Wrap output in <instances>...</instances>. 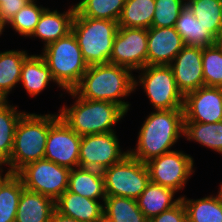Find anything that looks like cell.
<instances>
[{
	"label": "cell",
	"instance_id": "7",
	"mask_svg": "<svg viewBox=\"0 0 222 222\" xmlns=\"http://www.w3.org/2000/svg\"><path fill=\"white\" fill-rule=\"evenodd\" d=\"M134 90L142 86L154 110L183 109L184 96L179 91L169 65H147L137 70Z\"/></svg>",
	"mask_w": 222,
	"mask_h": 222
},
{
	"label": "cell",
	"instance_id": "27",
	"mask_svg": "<svg viewBox=\"0 0 222 222\" xmlns=\"http://www.w3.org/2000/svg\"><path fill=\"white\" fill-rule=\"evenodd\" d=\"M103 215L113 222H148L137 201L122 196H106Z\"/></svg>",
	"mask_w": 222,
	"mask_h": 222
},
{
	"label": "cell",
	"instance_id": "36",
	"mask_svg": "<svg viewBox=\"0 0 222 222\" xmlns=\"http://www.w3.org/2000/svg\"><path fill=\"white\" fill-rule=\"evenodd\" d=\"M148 222H188L186 207L183 201L180 200L173 207L149 219Z\"/></svg>",
	"mask_w": 222,
	"mask_h": 222
},
{
	"label": "cell",
	"instance_id": "11",
	"mask_svg": "<svg viewBox=\"0 0 222 222\" xmlns=\"http://www.w3.org/2000/svg\"><path fill=\"white\" fill-rule=\"evenodd\" d=\"M116 132L97 133L81 137L80 168L104 169L121 162L128 154L122 151Z\"/></svg>",
	"mask_w": 222,
	"mask_h": 222
},
{
	"label": "cell",
	"instance_id": "2",
	"mask_svg": "<svg viewBox=\"0 0 222 222\" xmlns=\"http://www.w3.org/2000/svg\"><path fill=\"white\" fill-rule=\"evenodd\" d=\"M183 109L154 110L143 121L134 149L129 155L146 163L148 160L174 151L172 146L183 137Z\"/></svg>",
	"mask_w": 222,
	"mask_h": 222
},
{
	"label": "cell",
	"instance_id": "22",
	"mask_svg": "<svg viewBox=\"0 0 222 222\" xmlns=\"http://www.w3.org/2000/svg\"><path fill=\"white\" fill-rule=\"evenodd\" d=\"M175 193L171 188L150 181L136 201L144 216L149 220L181 200V196L174 199Z\"/></svg>",
	"mask_w": 222,
	"mask_h": 222
},
{
	"label": "cell",
	"instance_id": "29",
	"mask_svg": "<svg viewBox=\"0 0 222 222\" xmlns=\"http://www.w3.org/2000/svg\"><path fill=\"white\" fill-rule=\"evenodd\" d=\"M188 222H222V202L213 194L200 199H188L181 196Z\"/></svg>",
	"mask_w": 222,
	"mask_h": 222
},
{
	"label": "cell",
	"instance_id": "33",
	"mask_svg": "<svg viewBox=\"0 0 222 222\" xmlns=\"http://www.w3.org/2000/svg\"><path fill=\"white\" fill-rule=\"evenodd\" d=\"M37 0H29L7 23L19 36L30 37L46 7L37 5Z\"/></svg>",
	"mask_w": 222,
	"mask_h": 222
},
{
	"label": "cell",
	"instance_id": "28",
	"mask_svg": "<svg viewBox=\"0 0 222 222\" xmlns=\"http://www.w3.org/2000/svg\"><path fill=\"white\" fill-rule=\"evenodd\" d=\"M155 0H126L118 27L149 29L152 27Z\"/></svg>",
	"mask_w": 222,
	"mask_h": 222
},
{
	"label": "cell",
	"instance_id": "40",
	"mask_svg": "<svg viewBox=\"0 0 222 222\" xmlns=\"http://www.w3.org/2000/svg\"><path fill=\"white\" fill-rule=\"evenodd\" d=\"M215 44L222 49V30L219 32L218 36L216 37Z\"/></svg>",
	"mask_w": 222,
	"mask_h": 222
},
{
	"label": "cell",
	"instance_id": "20",
	"mask_svg": "<svg viewBox=\"0 0 222 222\" xmlns=\"http://www.w3.org/2000/svg\"><path fill=\"white\" fill-rule=\"evenodd\" d=\"M54 210L53 199L24 189L19 199L15 222H49Z\"/></svg>",
	"mask_w": 222,
	"mask_h": 222
},
{
	"label": "cell",
	"instance_id": "24",
	"mask_svg": "<svg viewBox=\"0 0 222 222\" xmlns=\"http://www.w3.org/2000/svg\"><path fill=\"white\" fill-rule=\"evenodd\" d=\"M175 28L185 45L208 47L216 42V38L201 25L187 5L182 9Z\"/></svg>",
	"mask_w": 222,
	"mask_h": 222
},
{
	"label": "cell",
	"instance_id": "9",
	"mask_svg": "<svg viewBox=\"0 0 222 222\" xmlns=\"http://www.w3.org/2000/svg\"><path fill=\"white\" fill-rule=\"evenodd\" d=\"M69 172L67 167L41 159L25 165L16 175L25 189L56 201L68 188Z\"/></svg>",
	"mask_w": 222,
	"mask_h": 222
},
{
	"label": "cell",
	"instance_id": "3",
	"mask_svg": "<svg viewBox=\"0 0 222 222\" xmlns=\"http://www.w3.org/2000/svg\"><path fill=\"white\" fill-rule=\"evenodd\" d=\"M75 101L58 110L59 117L78 135L115 132L114 126L126 116L117 104L109 101L80 98L73 90L67 91ZM68 106V107H67Z\"/></svg>",
	"mask_w": 222,
	"mask_h": 222
},
{
	"label": "cell",
	"instance_id": "10",
	"mask_svg": "<svg viewBox=\"0 0 222 222\" xmlns=\"http://www.w3.org/2000/svg\"><path fill=\"white\" fill-rule=\"evenodd\" d=\"M194 162L191 155L174 150L152 158L145 164L151 182L179 192L194 174Z\"/></svg>",
	"mask_w": 222,
	"mask_h": 222
},
{
	"label": "cell",
	"instance_id": "14",
	"mask_svg": "<svg viewBox=\"0 0 222 222\" xmlns=\"http://www.w3.org/2000/svg\"><path fill=\"white\" fill-rule=\"evenodd\" d=\"M184 122L222 121V87L202 86L184 96Z\"/></svg>",
	"mask_w": 222,
	"mask_h": 222
},
{
	"label": "cell",
	"instance_id": "8",
	"mask_svg": "<svg viewBox=\"0 0 222 222\" xmlns=\"http://www.w3.org/2000/svg\"><path fill=\"white\" fill-rule=\"evenodd\" d=\"M106 196L137 199L150 182L145 163L129 154L119 163L104 169Z\"/></svg>",
	"mask_w": 222,
	"mask_h": 222
},
{
	"label": "cell",
	"instance_id": "43",
	"mask_svg": "<svg viewBox=\"0 0 222 222\" xmlns=\"http://www.w3.org/2000/svg\"><path fill=\"white\" fill-rule=\"evenodd\" d=\"M99 222H113V221H111L110 219H108L103 215L102 218L99 220Z\"/></svg>",
	"mask_w": 222,
	"mask_h": 222
},
{
	"label": "cell",
	"instance_id": "38",
	"mask_svg": "<svg viewBox=\"0 0 222 222\" xmlns=\"http://www.w3.org/2000/svg\"><path fill=\"white\" fill-rule=\"evenodd\" d=\"M49 222H80L72 217L62 215L56 209L52 212Z\"/></svg>",
	"mask_w": 222,
	"mask_h": 222
},
{
	"label": "cell",
	"instance_id": "34",
	"mask_svg": "<svg viewBox=\"0 0 222 222\" xmlns=\"http://www.w3.org/2000/svg\"><path fill=\"white\" fill-rule=\"evenodd\" d=\"M205 86L222 87V49L216 44L202 47Z\"/></svg>",
	"mask_w": 222,
	"mask_h": 222
},
{
	"label": "cell",
	"instance_id": "31",
	"mask_svg": "<svg viewBox=\"0 0 222 222\" xmlns=\"http://www.w3.org/2000/svg\"><path fill=\"white\" fill-rule=\"evenodd\" d=\"M126 0H80L74 4L82 17L118 22Z\"/></svg>",
	"mask_w": 222,
	"mask_h": 222
},
{
	"label": "cell",
	"instance_id": "30",
	"mask_svg": "<svg viewBox=\"0 0 222 222\" xmlns=\"http://www.w3.org/2000/svg\"><path fill=\"white\" fill-rule=\"evenodd\" d=\"M201 25L215 38L222 30V0H186Z\"/></svg>",
	"mask_w": 222,
	"mask_h": 222
},
{
	"label": "cell",
	"instance_id": "41",
	"mask_svg": "<svg viewBox=\"0 0 222 222\" xmlns=\"http://www.w3.org/2000/svg\"><path fill=\"white\" fill-rule=\"evenodd\" d=\"M7 24L0 18V36L3 34V31Z\"/></svg>",
	"mask_w": 222,
	"mask_h": 222
},
{
	"label": "cell",
	"instance_id": "6",
	"mask_svg": "<svg viewBox=\"0 0 222 222\" xmlns=\"http://www.w3.org/2000/svg\"><path fill=\"white\" fill-rule=\"evenodd\" d=\"M117 30L116 21L82 17L75 13L71 32L88 66L109 63Z\"/></svg>",
	"mask_w": 222,
	"mask_h": 222
},
{
	"label": "cell",
	"instance_id": "5",
	"mask_svg": "<svg viewBox=\"0 0 222 222\" xmlns=\"http://www.w3.org/2000/svg\"><path fill=\"white\" fill-rule=\"evenodd\" d=\"M42 50L40 55L50 69L55 83L65 93L72 91L88 68L74 34L70 32Z\"/></svg>",
	"mask_w": 222,
	"mask_h": 222
},
{
	"label": "cell",
	"instance_id": "39",
	"mask_svg": "<svg viewBox=\"0 0 222 222\" xmlns=\"http://www.w3.org/2000/svg\"><path fill=\"white\" fill-rule=\"evenodd\" d=\"M5 169L0 170V191L2 187L15 175V173H12L8 169L5 170V173L3 174Z\"/></svg>",
	"mask_w": 222,
	"mask_h": 222
},
{
	"label": "cell",
	"instance_id": "18",
	"mask_svg": "<svg viewBox=\"0 0 222 222\" xmlns=\"http://www.w3.org/2000/svg\"><path fill=\"white\" fill-rule=\"evenodd\" d=\"M55 209L62 215L80 222H99L103 216V203L66 190L56 201Z\"/></svg>",
	"mask_w": 222,
	"mask_h": 222
},
{
	"label": "cell",
	"instance_id": "16",
	"mask_svg": "<svg viewBox=\"0 0 222 222\" xmlns=\"http://www.w3.org/2000/svg\"><path fill=\"white\" fill-rule=\"evenodd\" d=\"M184 46L175 27H150L147 65H170Z\"/></svg>",
	"mask_w": 222,
	"mask_h": 222
},
{
	"label": "cell",
	"instance_id": "21",
	"mask_svg": "<svg viewBox=\"0 0 222 222\" xmlns=\"http://www.w3.org/2000/svg\"><path fill=\"white\" fill-rule=\"evenodd\" d=\"M50 82L55 83L43 57L38 54L29 55L23 62L19 84L33 97L42 93Z\"/></svg>",
	"mask_w": 222,
	"mask_h": 222
},
{
	"label": "cell",
	"instance_id": "13",
	"mask_svg": "<svg viewBox=\"0 0 222 222\" xmlns=\"http://www.w3.org/2000/svg\"><path fill=\"white\" fill-rule=\"evenodd\" d=\"M80 142L81 136L59 118L49 128L44 159L69 169L77 168Z\"/></svg>",
	"mask_w": 222,
	"mask_h": 222
},
{
	"label": "cell",
	"instance_id": "1",
	"mask_svg": "<svg viewBox=\"0 0 222 222\" xmlns=\"http://www.w3.org/2000/svg\"><path fill=\"white\" fill-rule=\"evenodd\" d=\"M73 91L83 99L115 103L127 113L131 104L123 99L135 92L134 74L120 65H89Z\"/></svg>",
	"mask_w": 222,
	"mask_h": 222
},
{
	"label": "cell",
	"instance_id": "37",
	"mask_svg": "<svg viewBox=\"0 0 222 222\" xmlns=\"http://www.w3.org/2000/svg\"><path fill=\"white\" fill-rule=\"evenodd\" d=\"M28 1L29 0H0V18L7 24Z\"/></svg>",
	"mask_w": 222,
	"mask_h": 222
},
{
	"label": "cell",
	"instance_id": "25",
	"mask_svg": "<svg viewBox=\"0 0 222 222\" xmlns=\"http://www.w3.org/2000/svg\"><path fill=\"white\" fill-rule=\"evenodd\" d=\"M17 105L10 104L9 100L0 103V163L3 165L10 157L16 125L25 113L18 111Z\"/></svg>",
	"mask_w": 222,
	"mask_h": 222
},
{
	"label": "cell",
	"instance_id": "42",
	"mask_svg": "<svg viewBox=\"0 0 222 222\" xmlns=\"http://www.w3.org/2000/svg\"><path fill=\"white\" fill-rule=\"evenodd\" d=\"M218 190H219V191L217 192L218 195H216V196H217L218 200H219L220 202H222V182H220V187H219Z\"/></svg>",
	"mask_w": 222,
	"mask_h": 222
},
{
	"label": "cell",
	"instance_id": "32",
	"mask_svg": "<svg viewBox=\"0 0 222 222\" xmlns=\"http://www.w3.org/2000/svg\"><path fill=\"white\" fill-rule=\"evenodd\" d=\"M21 179L15 174L0 191V222H15L19 199L24 190Z\"/></svg>",
	"mask_w": 222,
	"mask_h": 222
},
{
	"label": "cell",
	"instance_id": "23",
	"mask_svg": "<svg viewBox=\"0 0 222 222\" xmlns=\"http://www.w3.org/2000/svg\"><path fill=\"white\" fill-rule=\"evenodd\" d=\"M29 55L27 50L0 51V96L5 101L20 82L23 62Z\"/></svg>",
	"mask_w": 222,
	"mask_h": 222
},
{
	"label": "cell",
	"instance_id": "35",
	"mask_svg": "<svg viewBox=\"0 0 222 222\" xmlns=\"http://www.w3.org/2000/svg\"><path fill=\"white\" fill-rule=\"evenodd\" d=\"M186 0H155L152 27H175Z\"/></svg>",
	"mask_w": 222,
	"mask_h": 222
},
{
	"label": "cell",
	"instance_id": "26",
	"mask_svg": "<svg viewBox=\"0 0 222 222\" xmlns=\"http://www.w3.org/2000/svg\"><path fill=\"white\" fill-rule=\"evenodd\" d=\"M183 137L222 154V121L216 123L184 122Z\"/></svg>",
	"mask_w": 222,
	"mask_h": 222
},
{
	"label": "cell",
	"instance_id": "19",
	"mask_svg": "<svg viewBox=\"0 0 222 222\" xmlns=\"http://www.w3.org/2000/svg\"><path fill=\"white\" fill-rule=\"evenodd\" d=\"M67 190L92 200H102L104 204L106 193L103 172L80 167L70 169Z\"/></svg>",
	"mask_w": 222,
	"mask_h": 222
},
{
	"label": "cell",
	"instance_id": "12",
	"mask_svg": "<svg viewBox=\"0 0 222 222\" xmlns=\"http://www.w3.org/2000/svg\"><path fill=\"white\" fill-rule=\"evenodd\" d=\"M148 29L118 27L110 64L124 66L136 72L147 66Z\"/></svg>",
	"mask_w": 222,
	"mask_h": 222
},
{
	"label": "cell",
	"instance_id": "44",
	"mask_svg": "<svg viewBox=\"0 0 222 222\" xmlns=\"http://www.w3.org/2000/svg\"><path fill=\"white\" fill-rule=\"evenodd\" d=\"M5 100L0 96V103L4 102Z\"/></svg>",
	"mask_w": 222,
	"mask_h": 222
},
{
	"label": "cell",
	"instance_id": "17",
	"mask_svg": "<svg viewBox=\"0 0 222 222\" xmlns=\"http://www.w3.org/2000/svg\"><path fill=\"white\" fill-rule=\"evenodd\" d=\"M76 13L75 5L64 11L50 10L46 8L40 16L39 22L32 35L29 38H39L44 43L43 48L55 42L56 40L66 37L72 29V22Z\"/></svg>",
	"mask_w": 222,
	"mask_h": 222
},
{
	"label": "cell",
	"instance_id": "15",
	"mask_svg": "<svg viewBox=\"0 0 222 222\" xmlns=\"http://www.w3.org/2000/svg\"><path fill=\"white\" fill-rule=\"evenodd\" d=\"M169 67L183 96L205 86L202 47L185 45Z\"/></svg>",
	"mask_w": 222,
	"mask_h": 222
},
{
	"label": "cell",
	"instance_id": "4",
	"mask_svg": "<svg viewBox=\"0 0 222 222\" xmlns=\"http://www.w3.org/2000/svg\"><path fill=\"white\" fill-rule=\"evenodd\" d=\"M59 114H36L25 112L19 119L14 133L13 149L3 164L12 173L25 165L44 159L49 128L59 119Z\"/></svg>",
	"mask_w": 222,
	"mask_h": 222
}]
</instances>
